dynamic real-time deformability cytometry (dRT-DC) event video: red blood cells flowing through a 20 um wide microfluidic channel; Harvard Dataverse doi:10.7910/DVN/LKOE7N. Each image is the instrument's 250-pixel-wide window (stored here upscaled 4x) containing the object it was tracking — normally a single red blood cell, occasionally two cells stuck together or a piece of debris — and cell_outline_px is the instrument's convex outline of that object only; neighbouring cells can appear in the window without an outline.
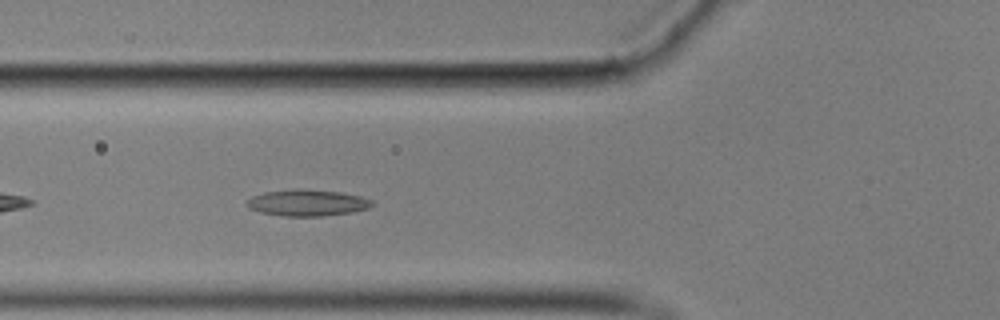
{"species": "common noctule bat (a hibernating species)", "species_latin": "Nyctalus noctula", "temperature_condition": "cold", "stored_images_in_passage": 42, "camera_frame_rate_fps": 3000, "um_per_image_px": 0.085, "animal": {"sex": "male", "body_mass_g": 17.9}, "frame": {"image": 1, "passage_image": 6, "time_ms": 1.667, "image_size_px": [1000, 320], "cell_outline_px": [[376, 204], [368, 208], [352, 212], [324, 216], [284, 216], [260, 212], [248, 208], [244, 204], [252, 196], [264, 192], [296, 188], [300, 188], [340, 192], [360, 196], [372, 200]], "centroid_in_image_um": [26.11, 17.23], "position_along_channel_um": 99.7, "area_um2": 19.48}}
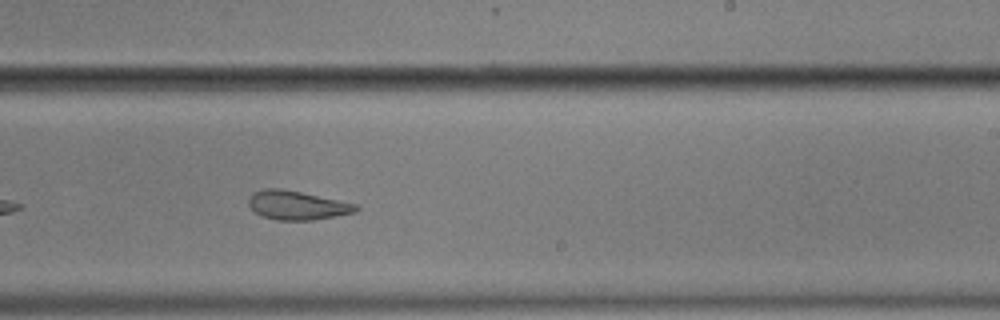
{"frame": {"image": 2, "passage_image": 20, "time_ms": 6.333, "image_size_px": [1000, 320], "cell_outline_px": [[360, 208], [356, 212], [312, 220], [276, 220], [260, 216], [248, 204], [248, 200], [252, 192], [264, 188], [280, 188], [300, 192], [356, 204]], "centroid_in_image_um": [25.21, 17.45], "position_along_channel_um": 263.8, "area_um2": 17.98}}
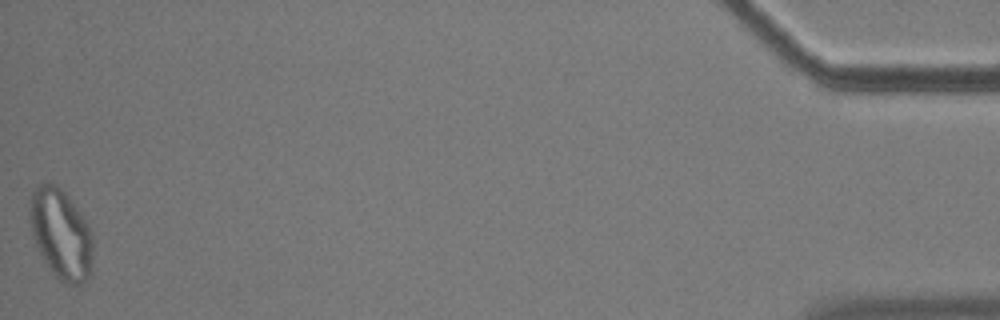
{"frame": {"image": 3, "passage_image": 42, "time_ms": 13.667, "image_size_px": [1000, 320], "cell_outline_px": [[92, 264], [88, 276], [80, 284], [68, 284], [60, 280], [52, 272], [44, 260], [32, 236], [28, 220], [28, 208], [32, 192], [40, 184], [56, 184], [68, 196], [80, 212], [88, 224], [92, 232]], "centroid_in_image_um": [5.16, 19.87], "position_along_channel_um": 430.0, "area_um2": 33.06}, "authors_computed_cell_mechanics": {"area_um2": 19.9988, "velocity_mm_per_s": 3.5131, "shape_relaxation_time_tau1_ms": null, "shape_relaxation_time_tau2_ms": 4.313, "deformation_change_tau1": null, "deformation_change_tau2": 0.123}}